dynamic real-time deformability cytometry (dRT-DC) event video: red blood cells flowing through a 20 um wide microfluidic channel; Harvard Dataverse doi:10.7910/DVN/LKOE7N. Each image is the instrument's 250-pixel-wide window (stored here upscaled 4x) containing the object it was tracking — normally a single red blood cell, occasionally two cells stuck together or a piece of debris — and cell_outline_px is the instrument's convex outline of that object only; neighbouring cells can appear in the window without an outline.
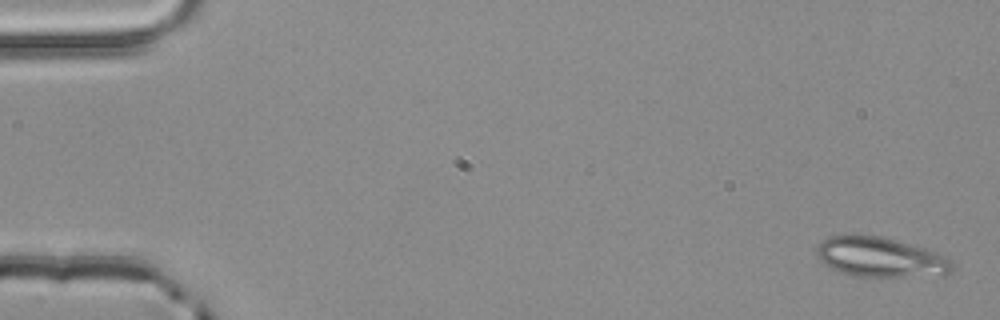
{"species": "common noctule bat (a hibernating species)", "species_latin": "Nyctalus noctula", "temperature_condition": "room temperature", "stored_images_in_passage": 4, "camera_frame_rate_fps": 3000, "um_per_image_px": 0.085, "animal": {"sex": "male", "body_mass_g": 20.4}, "frame": {"image": 1, "passage_image": 1, "time_ms": 0.0, "image_size_px": [1000, 320], "cell_outline_px": [[952, 272], [944, 276], [880, 280], [856, 276], [840, 272], [824, 264], [816, 256], [816, 248], [824, 240], [832, 236], [884, 236], [924, 248], [936, 252], [952, 260]], "centroid_in_image_um": [74.92, 21.95], "position_along_channel_um": 10.1, "area_um2": 32.54}}